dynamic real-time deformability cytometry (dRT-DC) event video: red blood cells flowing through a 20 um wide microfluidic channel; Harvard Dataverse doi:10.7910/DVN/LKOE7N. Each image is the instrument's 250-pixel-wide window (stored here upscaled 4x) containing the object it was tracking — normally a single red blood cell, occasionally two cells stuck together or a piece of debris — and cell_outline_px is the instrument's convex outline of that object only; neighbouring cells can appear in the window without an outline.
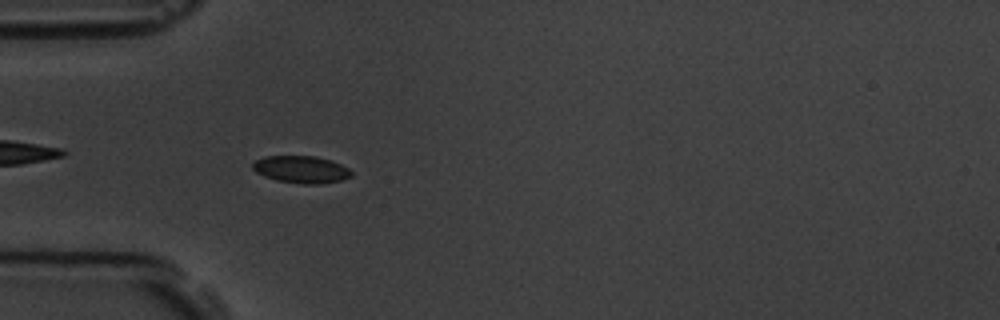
{"species": "common noctule bat (a hibernating species)", "species_latin": "Nyctalus noctula", "temperature_condition": "room temperature", "stored_images_in_passage": 1, "camera_frame_rate_fps": 3000, "um_per_image_px": 0.085, "animal": {"sex": "male", "body_mass_g": 19.5, "forearm_length_mm": 54.6}, "frame": {"image": 1, "passage_image": 1, "time_ms": 0.0, "image_size_px": [1000, 320], "cell_outline_px": [[352, 176], [340, 180], [320, 184], [300, 184], [276, 180], [264, 176], [256, 172], [252, 168], [252, 164], [256, 160], [264, 156], [316, 156], [332, 160], [348, 168], [352, 172]], "centroid_in_image_um": [25.6, 14.4], "position_along_channel_um": 59.4, "area_um2": 15.72}}